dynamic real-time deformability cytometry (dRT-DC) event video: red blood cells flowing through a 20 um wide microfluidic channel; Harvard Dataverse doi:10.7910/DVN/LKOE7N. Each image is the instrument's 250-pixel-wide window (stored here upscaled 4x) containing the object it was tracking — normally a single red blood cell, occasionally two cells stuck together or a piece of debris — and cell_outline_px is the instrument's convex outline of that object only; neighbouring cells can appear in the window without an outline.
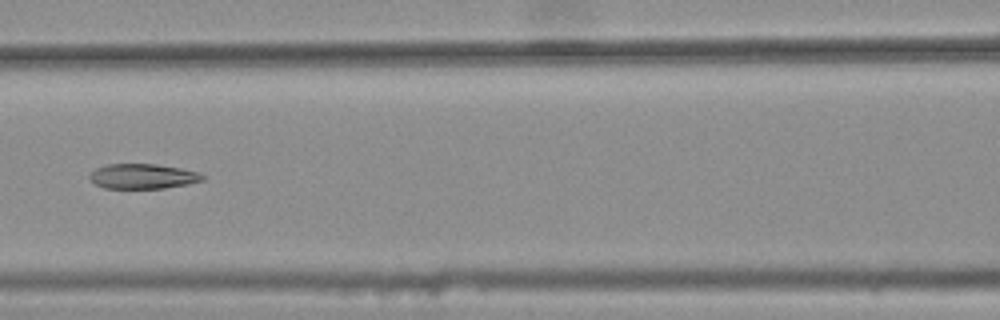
{"species": "common noctule bat (a hibernating species)", "species_latin": "Nyctalus noctula", "temperature_condition": "warm", "stored_images_in_passage": 4, "camera_frame_rate_fps": 3000, "um_per_image_px": 0.085, "animal": {"sex": "female", "body_mass_g": 25.1}, "frame": {"image": 1, "passage_image": 4, "time_ms": 1.0, "image_size_px": [1000, 320], "cell_outline_px": [[204, 180], [188, 184], [164, 188], [104, 188], [96, 184], [88, 176], [96, 168], [108, 164], [156, 164], [180, 168], [196, 172], [204, 176]], "centroid_in_image_um": [12.13, 14.98], "position_along_channel_um": 154.5, "area_um2": 16.24}}